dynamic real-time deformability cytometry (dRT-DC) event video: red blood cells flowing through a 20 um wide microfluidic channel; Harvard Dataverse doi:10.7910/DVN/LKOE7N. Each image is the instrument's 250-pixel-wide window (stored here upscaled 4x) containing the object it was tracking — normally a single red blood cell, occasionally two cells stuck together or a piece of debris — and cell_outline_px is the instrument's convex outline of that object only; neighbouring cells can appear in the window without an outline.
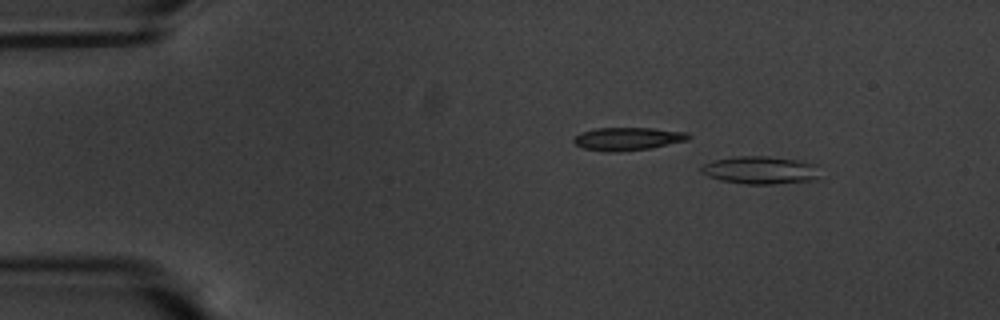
{"species": "common noctule bat (a hibernating species)", "species_latin": "Nyctalus noctula", "temperature_condition": "warm", "stored_images_in_passage": 54, "camera_frame_rate_fps": 3000, "um_per_image_px": 0.085, "animal": {"sex": "male", "body_mass_g": 20.1, "forearm_length_mm": 53.5}, "frame": {"image": 1, "passage_image": 3, "time_ms": 0.667, "image_size_px": [1000, 320], "cell_outline_px": [[820, 180], [772, 184], [744, 184], [720, 180], [708, 176], [700, 172], [700, 168], [704, 164], [712, 160], [736, 156], [768, 156], [800, 160], [816, 164]], "centroid_in_image_um": [64.65, 14.46], "position_along_channel_um": 20.3, "area_um2": 19.54}}
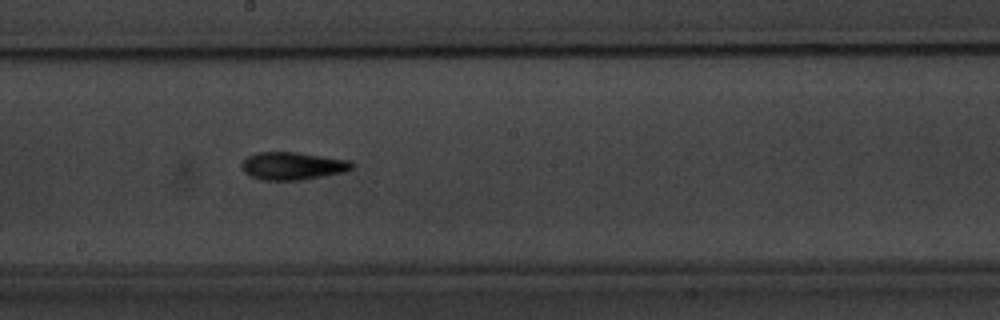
{"frame": {"image": 2, "passage_image": 28, "time_ms": 9.0, "image_size_px": [1000, 320], "cell_outline_px": [[352, 168], [344, 172], [300, 180], [264, 180], [252, 176], [244, 172], [240, 164], [248, 156], [256, 152], [296, 152], [348, 160], [352, 164]], "centroid_in_image_um": [24.83, 14.1], "position_along_channel_um": 223.4, "area_um2": 17.57}}
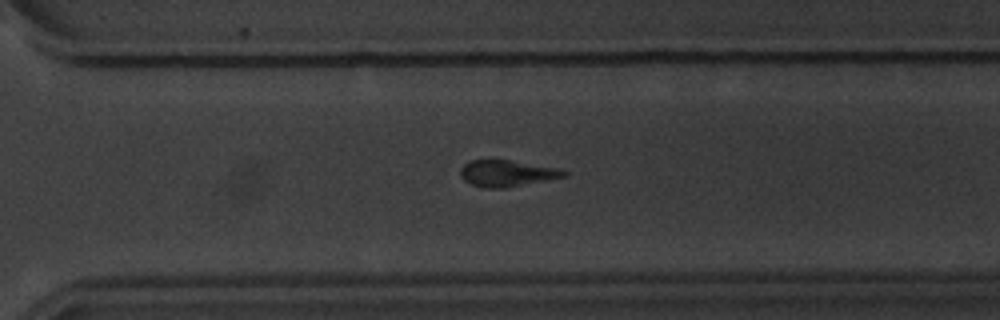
{"frame": {"image": 3, "passage_image": 37, "time_ms": 12.0, "image_size_px": [1000, 320], "cell_outline_px": [[568, 176], [504, 188], [484, 188], [472, 184], [464, 180], [460, 176], [460, 168], [468, 160], [508, 160], [560, 168], [568, 172]], "centroid_in_image_um": [43.09, 14.73], "position_along_channel_um": 327.5, "area_um2": 15.95}, "authors_computed_cell_mechanics": {"area_um2": 16.5597, "velocity_mm_per_s": 3.4878, "shape_relaxation_time_tau1_ms": 2.6734, "shape_relaxation_time_tau2_ms": 11.0853, "deformation_change_tau1": 0.1431, "deformation_change_tau2": 0.2416}}